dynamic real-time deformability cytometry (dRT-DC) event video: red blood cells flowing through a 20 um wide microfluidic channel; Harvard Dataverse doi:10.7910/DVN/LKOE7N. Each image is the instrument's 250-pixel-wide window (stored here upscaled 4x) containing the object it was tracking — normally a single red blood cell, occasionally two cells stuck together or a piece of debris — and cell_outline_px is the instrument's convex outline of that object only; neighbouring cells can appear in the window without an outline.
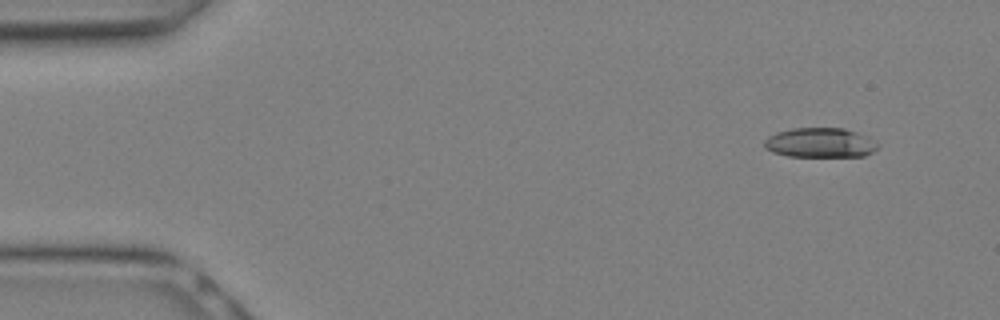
{"species": "Egyptian fruit bat (a non-hibernating species)", "species_latin": "Rousettus aegyptiacus", "temperature_condition": "warm", "stored_images_in_passage": 13, "camera_frame_rate_fps": 3000, "um_per_image_px": 0.085, "animal": {"sex": "female"}, "frame": {"image": 1, "passage_image": 2, "time_ms": 0.333, "image_size_px": [1000, 320], "cell_outline_px": [[880, 144], [872, 152], [864, 156], [788, 156], [772, 152], [764, 148], [764, 140], [768, 136], [776, 132], [792, 128], [844, 128], [868, 136]], "centroid_in_image_um": [69.7, 12.12], "position_along_channel_um": 15.3, "area_um2": 19.71}}
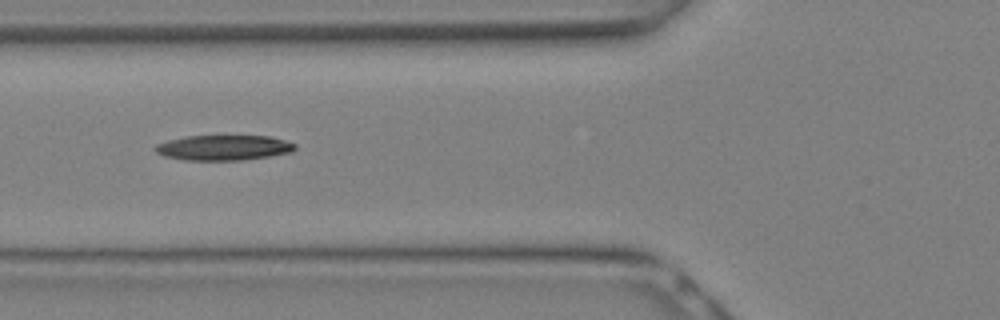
{"frame": {"image": 2, "passage_image": 10, "time_ms": 3.0, "image_size_px": [1000, 320], "cell_outline_px": [[296, 148], [292, 152], [268, 156], [240, 160], [184, 160], [164, 156], [156, 152], [152, 148], [156, 144], [168, 140], [184, 136], [272, 136], [296, 144]], "centroid_in_image_um": [18.98, 12.55], "position_along_channel_um": 106.8, "area_um2": 20.58}}
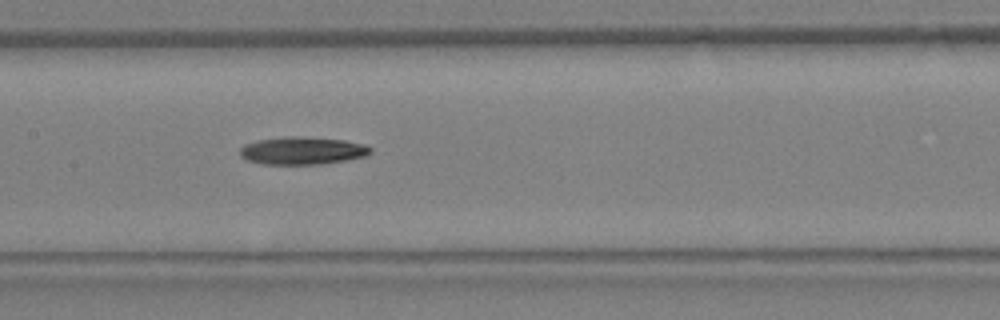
{"frame": {"image": 3, "passage_image": 13, "time_ms": 4.0, "image_size_px": [1000, 320], "cell_outline_px": [[372, 152], [364, 156], [344, 160], [320, 164], [260, 164], [248, 160], [240, 156], [240, 148], [244, 144], [260, 140], [292, 136], [296, 136], [344, 140], [364, 144], [372, 148]], "centroid_in_image_um": [25.69, 12.81], "position_along_channel_um": 181.7, "area_um2": 20.81}}